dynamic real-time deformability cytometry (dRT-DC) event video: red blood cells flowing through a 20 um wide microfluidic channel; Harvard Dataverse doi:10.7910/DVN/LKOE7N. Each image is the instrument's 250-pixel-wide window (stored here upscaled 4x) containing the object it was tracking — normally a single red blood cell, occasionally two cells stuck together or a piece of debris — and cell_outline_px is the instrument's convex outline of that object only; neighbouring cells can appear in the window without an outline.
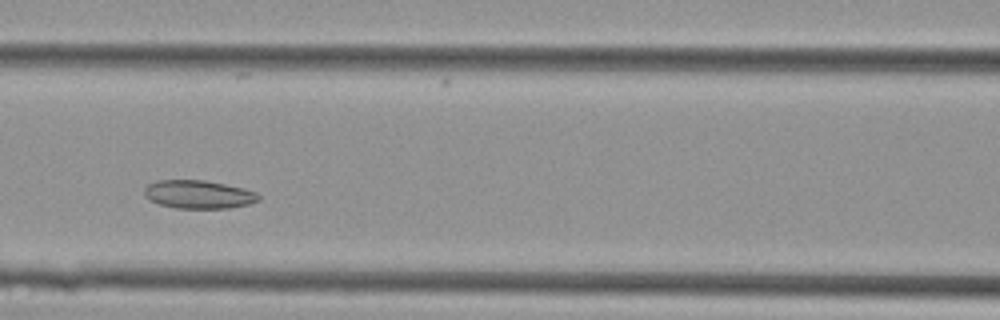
{"species": "Egyptian fruit bat (a non-hibernating species)", "species_latin": "Rousettus aegyptiacus", "temperature_condition": "cold", "stored_images_in_passage": 38, "camera_frame_rate_fps": 3000, "um_per_image_px": 0.085, "animal": {"sex": "female"}, "frame": {"image": 1, "passage_image": 12, "time_ms": 3.667, "image_size_px": [1000, 320], "cell_outline_px": [[260, 200], [248, 204], [228, 208], [176, 208], [160, 204], [148, 200], [144, 196], [144, 188], [148, 184], [156, 180], [204, 180], [244, 188], [256, 192], [260, 196]], "centroid_in_image_um": [16.85, 16.52], "position_along_channel_um": 149.7, "area_um2": 18.9}}
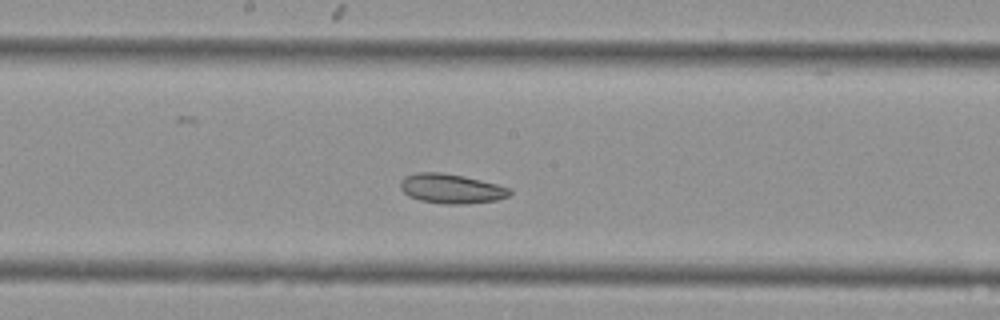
{"frame": {"image": 2, "passage_image": 16, "time_ms": 5.0, "image_size_px": [1000, 320], "cell_outline_px": [[512, 192], [508, 196], [496, 200], [468, 204], [444, 204], [420, 200], [408, 196], [400, 188], [400, 180], [404, 176], [416, 172], [440, 172], [464, 176], [512, 188]], "centroid_in_image_um": [38.34, 16.03], "position_along_channel_um": 209.9, "area_um2": 18.96}}
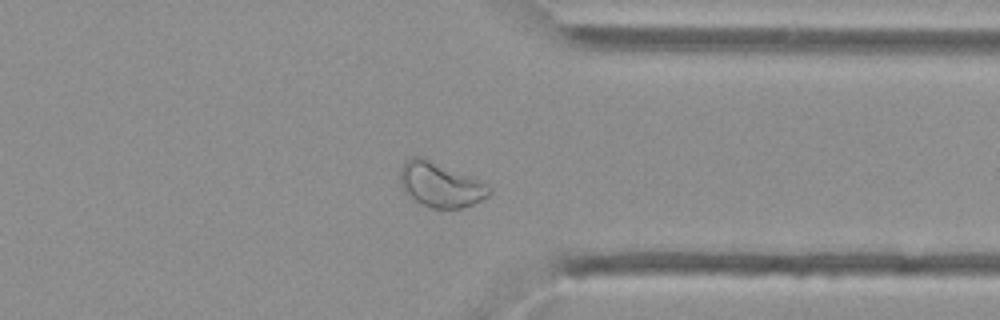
{"frame": {"image": 3, "passage_image": 27, "time_ms": 8.667, "image_size_px": [1000, 320], "cell_outline_px": [[492, 192], [488, 196], [464, 208], [432, 208], [408, 196], [404, 192], [400, 180], [400, 168], [408, 160], [416, 156], [420, 156], [488, 184], [492, 188]], "centroid_in_image_um": [37.44, 15.72], "position_along_channel_um": 374.0, "area_um2": 22.72}}